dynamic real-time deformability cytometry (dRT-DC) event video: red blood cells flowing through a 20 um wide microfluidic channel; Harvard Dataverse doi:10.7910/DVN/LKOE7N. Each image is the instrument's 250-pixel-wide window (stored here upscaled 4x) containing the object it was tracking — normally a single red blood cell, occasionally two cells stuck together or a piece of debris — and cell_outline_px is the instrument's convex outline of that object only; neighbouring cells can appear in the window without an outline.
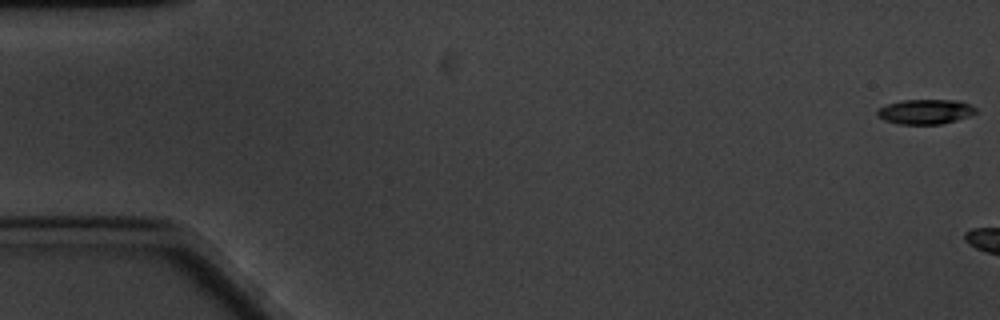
{"species": "common noctule bat (a hibernating species)", "species_latin": "Nyctalus noctula", "temperature_condition": "cold", "stored_images_in_passage": 6, "camera_frame_rate_fps": 3000, "um_per_image_px": 0.085, "animal": {"sex": "male", "body_mass_g": 20.1, "forearm_length_mm": 53.5}, "frame": {"image": 1, "passage_image": 1, "time_ms": 0.0, "image_size_px": [1000, 320], "cell_outline_px": [[976, 112], [968, 116], [956, 120], [940, 124], [900, 124], [884, 120], [876, 116], [876, 108], [888, 104], [904, 100], [956, 100], [968, 104], [976, 108]], "centroid_in_image_um": [78.6, 9.49], "position_along_channel_um": 6.4, "area_um2": 14.16}}